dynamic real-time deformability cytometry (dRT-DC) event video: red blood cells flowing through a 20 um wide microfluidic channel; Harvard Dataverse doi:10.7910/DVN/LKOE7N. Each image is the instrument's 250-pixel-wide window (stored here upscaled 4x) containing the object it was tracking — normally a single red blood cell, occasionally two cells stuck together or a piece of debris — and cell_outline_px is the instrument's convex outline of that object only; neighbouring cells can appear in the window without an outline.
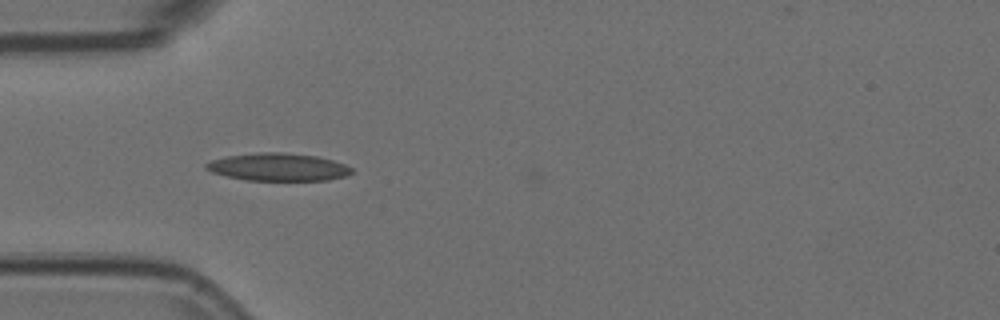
{"species": "Egyptian fruit bat (a non-hibernating species)", "species_latin": "Rousettus aegyptiacus", "temperature_condition": "room temperature", "stored_images_in_passage": 7, "camera_frame_rate_fps": 3000, "um_per_image_px": 0.085, "animal": {"sex": "female"}, "frame": {"image": 1, "passage_image": 5, "time_ms": 1.333, "image_size_px": [1000, 320], "cell_outline_px": [[352, 172], [348, 176], [328, 180], [244, 180], [212, 172], [204, 168], [204, 164], [212, 160], [224, 156], [260, 152], [280, 152], [316, 156], [332, 160], [344, 164], [352, 168]], "centroid_in_image_um": [23.63, 14.2], "position_along_channel_um": 61.4, "area_um2": 23.47}}